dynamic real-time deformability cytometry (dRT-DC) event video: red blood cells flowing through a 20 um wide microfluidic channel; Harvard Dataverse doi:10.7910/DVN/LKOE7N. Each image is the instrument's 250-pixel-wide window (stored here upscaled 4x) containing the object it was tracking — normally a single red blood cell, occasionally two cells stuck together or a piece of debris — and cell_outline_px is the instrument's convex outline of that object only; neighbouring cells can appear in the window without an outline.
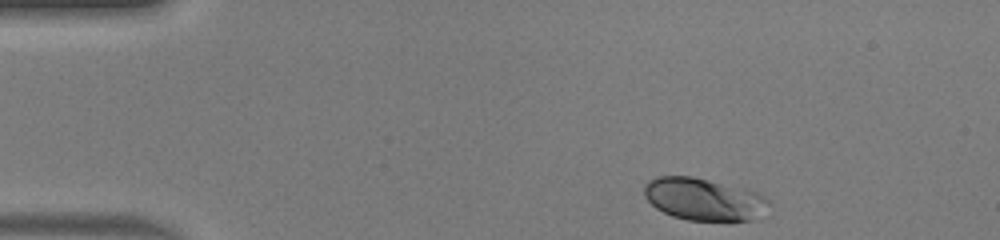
{"species": "human", "species_latin": "Homo sapiens", "temperature_condition": "warm", "stored_images_in_passage": 43, "camera_frame_rate_fps": 3000, "um_per_image_px": 0.085, "donor": {"sex": "male"}, "frame": {"image": 1, "passage_image": 1, "time_ms": 0.0, "image_size_px": [1000, 240], "cell_outline_px": [[768, 200], [756, 220], [728, 224], [688, 220], [672, 216], [656, 208], [644, 196], [644, 184], [648, 180], [656, 176], [692, 176], [744, 188], [756, 192], [764, 196]], "centroid_in_image_um": [59.81, 16.98], "position_along_channel_um": 25.2, "area_um2": 31.39}}
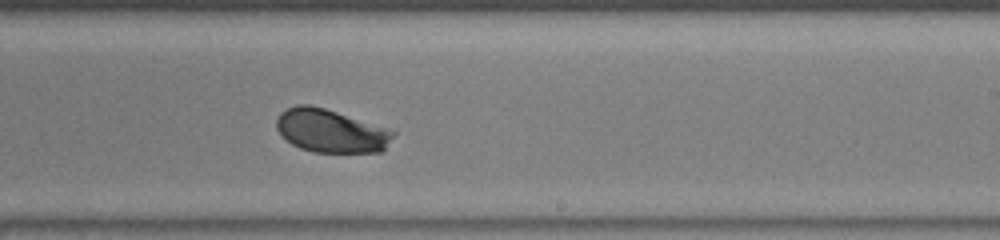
{"frame": {"image": 2, "passage_image": 24, "time_ms": 7.667, "image_size_px": [1000, 240], "cell_outline_px": [[396, 132], [384, 148], [380, 152], [312, 152], [300, 148], [292, 144], [276, 128], [276, 120], [280, 112], [296, 104], [308, 104], [324, 108]], "centroid_in_image_um": [28.06, 11.13], "position_along_channel_um": 260.9, "area_um2": 28.78}}
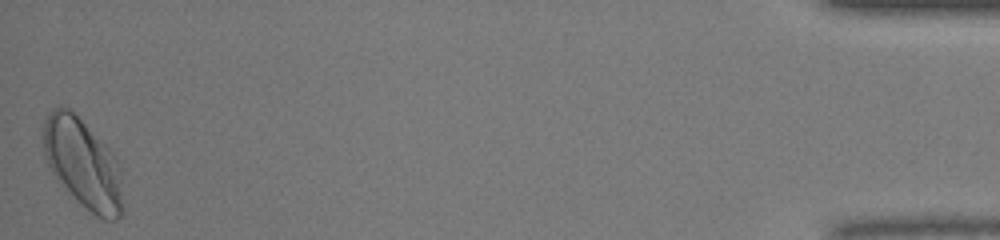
{"frame": {"image": 3, "passage_image": 43, "time_ms": 14.0, "image_size_px": [1000, 240], "cell_outline_px": [[124, 204], [120, 216], [116, 220], [104, 220], [96, 216], [52, 172], [44, 156], [40, 132], [44, 120], [48, 112], [52, 108], [68, 108], [112, 152], [120, 164]], "centroid_in_image_um": [7.05, 13.88], "position_along_channel_um": 428.2, "area_um2": 40.92}, "authors_computed_cell_mechanics": {"area_um2": 29.8248, "velocity_mm_per_s": 4.1176, "shape_relaxation_time_tau1_ms": 2.7004, "shape_relaxation_time_tau2_ms": null, "deformation_change_tau1": 0.1031, "deformation_change_tau2": null}}